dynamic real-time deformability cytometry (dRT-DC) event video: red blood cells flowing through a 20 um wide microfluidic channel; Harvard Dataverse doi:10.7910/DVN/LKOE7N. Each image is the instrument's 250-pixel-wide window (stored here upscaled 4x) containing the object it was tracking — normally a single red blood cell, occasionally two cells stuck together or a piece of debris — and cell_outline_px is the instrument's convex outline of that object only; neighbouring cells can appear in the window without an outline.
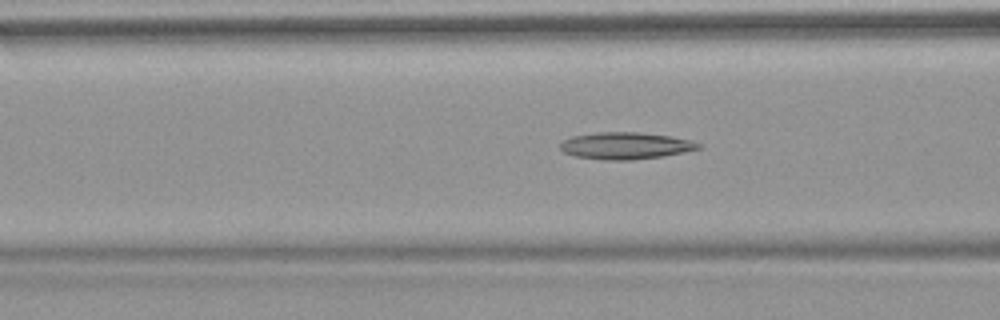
{"species": "common noctule bat (a hibernating species)", "species_latin": "Nyctalus noctula", "temperature_condition": "warm", "stored_images_in_passage": 52, "camera_frame_rate_fps": 3000, "um_per_image_px": 0.085, "animal": {"sex": "female", "body_mass_g": 18.4}, "frame": {"image": 1, "passage_image": 20, "time_ms": 6.333, "image_size_px": [1000, 320], "cell_outline_px": [[704, 148], [664, 156], [632, 160], [604, 160], [576, 156], [564, 152], [560, 148], [560, 144], [564, 140], [572, 136], [596, 132], [640, 132], [672, 136], [692, 140], [704, 144]], "centroid_in_image_um": [53.25, 12.38], "position_along_channel_um": 113.3, "area_um2": 21.96}}
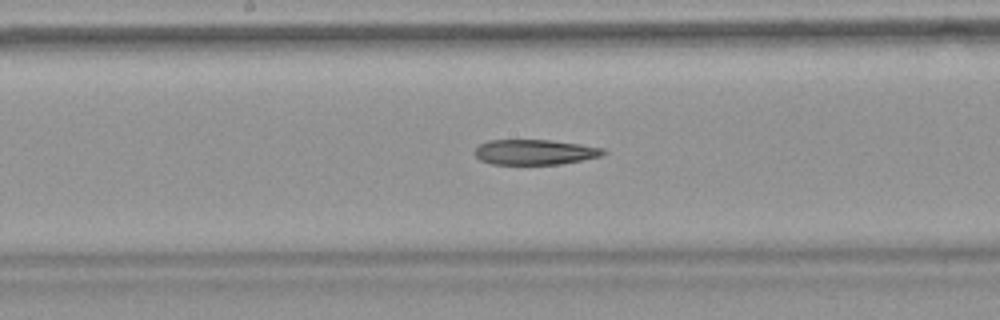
{"frame": {"image": 2, "passage_image": 27, "time_ms": 8.667, "image_size_px": [1000, 320], "cell_outline_px": [[608, 152], [600, 156], [560, 164], [492, 164], [480, 160], [472, 152], [480, 144], [488, 140], [548, 140], [580, 144], [604, 148]], "centroid_in_image_um": [45.43, 12.92], "position_along_channel_um": 202.8, "area_um2": 18.84}}
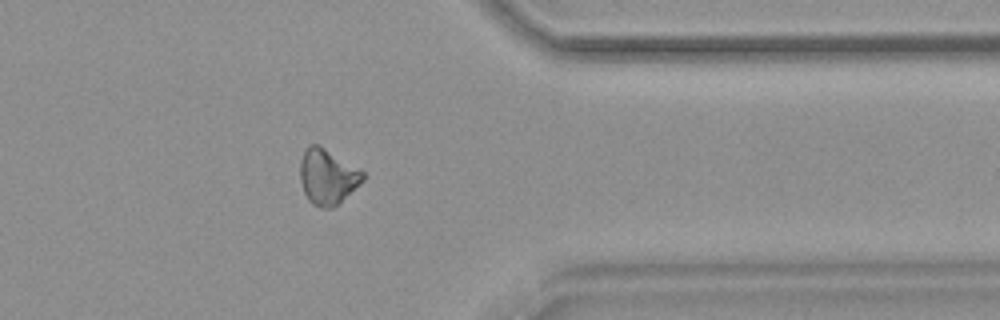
{"frame": {"image": 3, "passage_image": 42, "time_ms": 13.667, "image_size_px": [1000, 320], "cell_outline_px": [[368, 176], [360, 184], [332, 208], [320, 208], [312, 204], [308, 200], [304, 192], [300, 180], [300, 160], [308, 144], [316, 144], [324, 148], [360, 168]], "centroid_in_image_um": [27.84, 15.02], "position_along_channel_um": 383.6, "area_um2": 20.29}}